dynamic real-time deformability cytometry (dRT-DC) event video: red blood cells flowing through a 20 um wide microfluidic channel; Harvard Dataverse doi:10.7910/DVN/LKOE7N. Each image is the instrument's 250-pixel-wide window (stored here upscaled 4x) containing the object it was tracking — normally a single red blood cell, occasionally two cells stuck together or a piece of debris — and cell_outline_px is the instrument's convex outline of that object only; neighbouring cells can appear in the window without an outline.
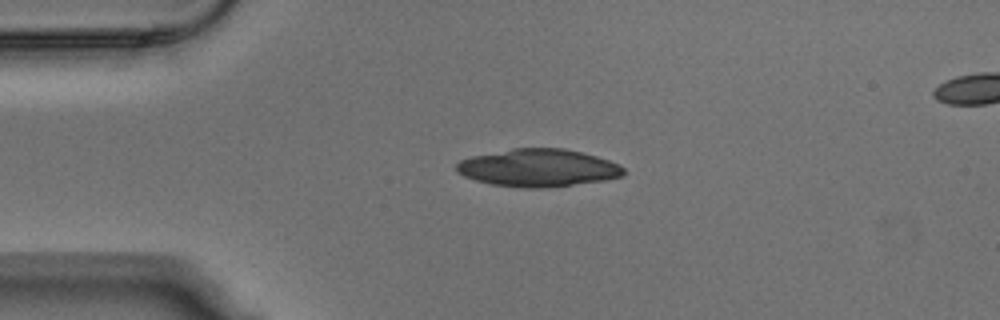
{"species": "Egyptian fruit bat (a non-hibernating species)", "species_latin": "Rousettus aegyptiacus", "temperature_condition": "warm", "stored_images_in_passage": 4, "camera_frame_rate_fps": 3000, "um_per_image_px": 0.085, "animal": {"sex": "male"}, "frame": {"image": 1, "passage_image": 1, "time_ms": 0.0, "image_size_px": [1000, 320], "cell_outline_px": [[624, 176], [604, 180], [540, 188], [524, 188], [492, 184], [476, 180], [464, 176], [456, 172], [456, 164], [460, 160], [472, 156], [512, 148], [564, 148], [596, 156], [620, 164], [624, 168]], "centroid_in_image_um": [45.73, 14.26], "position_along_channel_um": 39.3, "area_um2": 36.47}}